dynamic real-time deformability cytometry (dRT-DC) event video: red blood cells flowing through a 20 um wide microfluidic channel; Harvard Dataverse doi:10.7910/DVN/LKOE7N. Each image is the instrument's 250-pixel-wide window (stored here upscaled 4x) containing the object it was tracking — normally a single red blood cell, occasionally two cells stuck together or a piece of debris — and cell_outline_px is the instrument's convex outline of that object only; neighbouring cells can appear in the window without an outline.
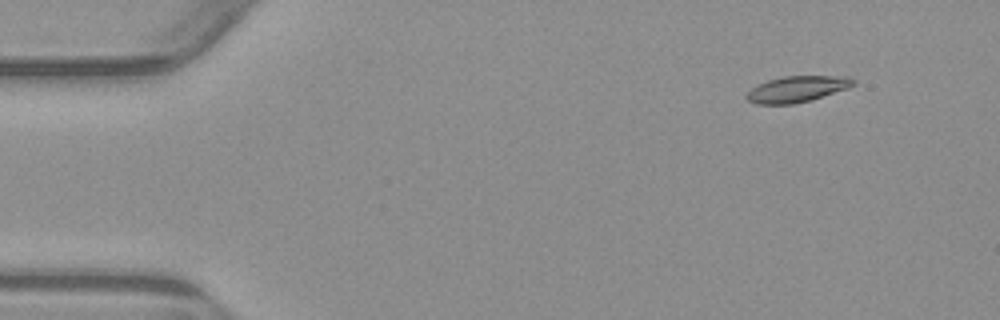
{"species": "common noctule bat (a hibernating species)", "species_latin": "Nyctalus noctula", "temperature_condition": "warm", "stored_images_in_passage": 4, "camera_frame_rate_fps": 3000, "um_per_image_px": 0.085, "animal": {"sex": "male", "body_mass_g": 23.1, "forearm_length_mm": 52.7}, "frame": {"image": 1, "passage_image": 2, "time_ms": 1.333, "image_size_px": [1000, 320], "cell_outline_px": [[856, 84], [848, 88], [812, 100], [792, 104], [756, 104], [748, 100], [744, 96], [756, 84], [768, 80], [784, 76], [852, 76], [856, 80]], "centroid_in_image_um": [67.78, 7.56], "position_along_channel_um": 17.2, "area_um2": 16.42}}